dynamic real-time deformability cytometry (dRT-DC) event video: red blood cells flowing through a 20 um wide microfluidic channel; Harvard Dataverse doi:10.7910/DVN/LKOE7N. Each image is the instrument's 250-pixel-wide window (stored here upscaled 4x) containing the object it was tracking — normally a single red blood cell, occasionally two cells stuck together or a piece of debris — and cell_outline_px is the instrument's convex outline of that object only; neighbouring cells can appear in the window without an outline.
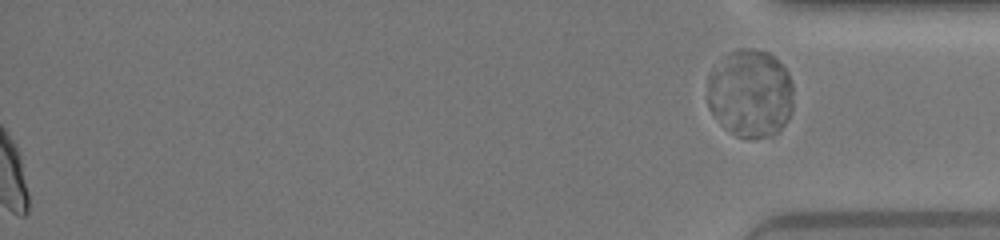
{"species": "human", "species_latin": "Homo sapiens", "temperature_condition": "warm", "stored_images_in_passage": 47, "segment_of_instrument_passage": [2, 2], "camera_frame_rate_fps": 3000, "um_per_image_px": 0.085, "donor": {"sex": "female"}, "frame": {"image": 1, "passage_image": 47, "time_ms": 15.333, "image_size_px": [1000, 240], "cell_outline_px": [[792, 112], [788, 120], [776, 132], [768, 136], [736, 136], [708, 108], [708, 76], [712, 64], [736, 48], [748, 48], [768, 52], [788, 72], [792, 84]], "centroid_in_image_um": [63.76, 7.87], "position_along_channel_um": 371.4, "area_um2": 43.81}}